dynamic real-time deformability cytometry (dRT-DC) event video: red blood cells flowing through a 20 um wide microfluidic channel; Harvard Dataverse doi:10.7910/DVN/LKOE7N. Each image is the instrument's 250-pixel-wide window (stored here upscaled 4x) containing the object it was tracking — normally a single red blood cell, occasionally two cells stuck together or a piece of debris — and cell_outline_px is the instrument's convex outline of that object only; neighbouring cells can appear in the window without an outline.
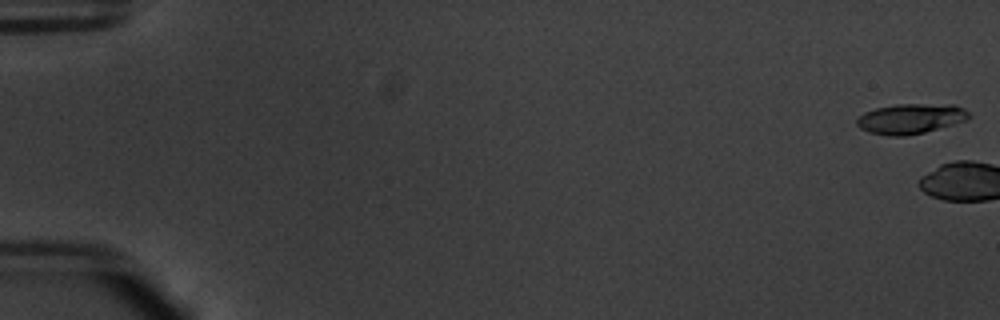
{"species": "common noctule bat (a hibernating species)", "species_latin": "Nyctalus noctula", "temperature_condition": "warm", "stored_images_in_passage": 4, "camera_frame_rate_fps": 3000, "um_per_image_px": 0.085, "animal": {"sex": "male", "body_mass_g": 20.1, "forearm_length_mm": 53.5}, "frame": {"image": 1, "passage_image": 1, "time_ms": 0.0, "image_size_px": [1000, 320], "cell_outline_px": [[972, 116], [968, 120], [924, 132], [904, 136], [888, 136], [868, 132], [860, 128], [856, 124], [856, 120], [864, 112], [876, 108], [896, 104], [956, 104], [964, 108]], "centroid_in_image_um": [77.43, 10.08], "position_along_channel_um": 7.6, "area_um2": 19.83}}